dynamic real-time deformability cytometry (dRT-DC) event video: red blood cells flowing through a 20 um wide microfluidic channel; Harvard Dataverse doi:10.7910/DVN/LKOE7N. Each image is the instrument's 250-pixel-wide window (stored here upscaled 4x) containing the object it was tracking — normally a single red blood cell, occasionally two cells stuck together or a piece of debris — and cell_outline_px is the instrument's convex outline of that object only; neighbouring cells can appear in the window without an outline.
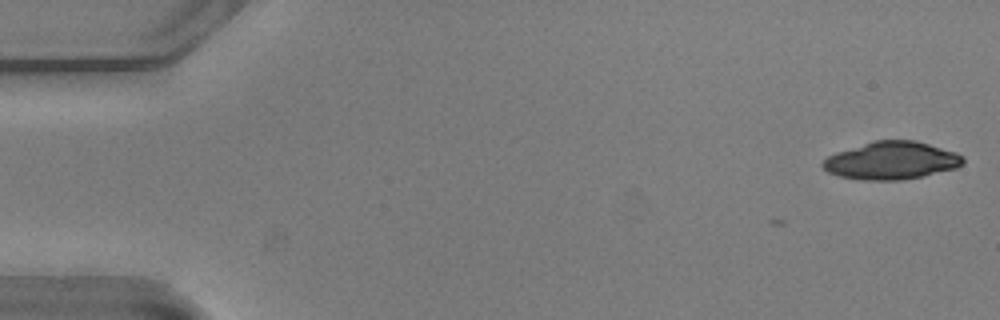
{"species": "common noctule bat (a hibernating species)", "species_latin": "Nyctalus noctula", "temperature_condition": "warm", "stored_images_in_passage": 5, "camera_frame_rate_fps": 3000, "um_per_image_px": 0.085, "animal": {"sex": "male", "body_mass_g": 20.5, "forearm_length_mm": 52.5}, "frame": {"image": 1, "passage_image": 1, "time_ms": 0.0, "image_size_px": [1000, 320], "cell_outline_px": [[964, 164], [956, 168], [924, 176], [900, 180], [864, 180], [840, 176], [828, 172], [820, 164], [828, 156], [836, 152], [876, 140], [916, 140], [956, 152], [964, 156]], "centroid_in_image_um": [75.81, 13.65], "position_along_channel_um": 9.2, "area_um2": 30.81}}